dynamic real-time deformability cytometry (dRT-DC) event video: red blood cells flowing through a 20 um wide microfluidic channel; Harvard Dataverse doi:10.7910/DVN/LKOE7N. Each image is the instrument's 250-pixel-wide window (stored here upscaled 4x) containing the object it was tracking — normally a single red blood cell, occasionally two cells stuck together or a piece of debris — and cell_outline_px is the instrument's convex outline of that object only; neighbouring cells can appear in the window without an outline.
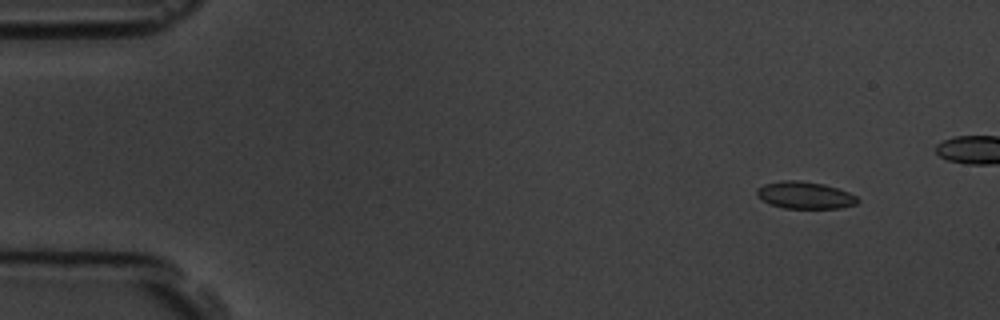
{"species": "common noctule bat (a hibernating species)", "species_latin": "Nyctalus noctula", "temperature_condition": "room temperature", "stored_images_in_passage": 5, "camera_frame_rate_fps": 3000, "um_per_image_px": 0.085, "animal": {"sex": "male", "body_mass_g": 19.5, "forearm_length_mm": 54.6}, "frame": {"image": 1, "passage_image": 2, "time_ms": 1.0, "image_size_px": [1000, 320], "cell_outline_px": [[860, 200], [856, 204], [840, 208], [784, 208], [772, 204], [756, 196], [756, 188], [764, 184], [780, 180], [800, 180], [824, 184], [848, 192], [856, 196]], "centroid_in_image_um": [68.4, 16.58], "position_along_channel_um": 16.6, "area_um2": 15.9}}